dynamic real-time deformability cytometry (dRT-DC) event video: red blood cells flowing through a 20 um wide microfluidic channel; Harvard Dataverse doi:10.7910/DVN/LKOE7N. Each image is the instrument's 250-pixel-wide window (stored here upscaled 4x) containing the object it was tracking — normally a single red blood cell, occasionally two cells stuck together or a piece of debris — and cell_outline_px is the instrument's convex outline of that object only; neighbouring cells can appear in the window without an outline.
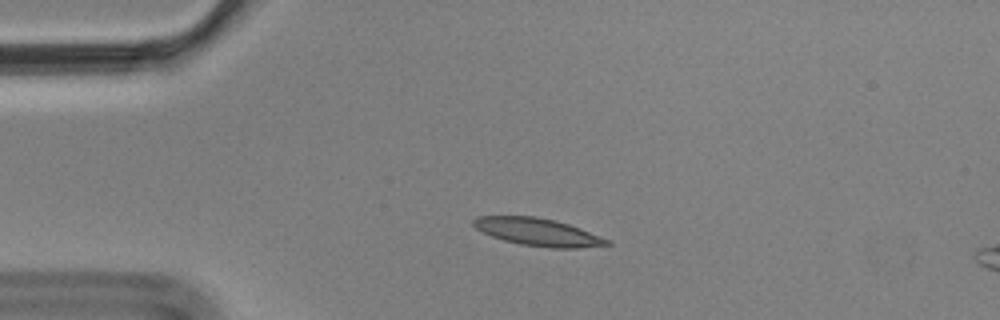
{"species": "Egyptian fruit bat (a non-hibernating species)", "species_latin": "Rousettus aegyptiacus", "temperature_condition": "cold", "stored_images_in_passage": 4, "camera_frame_rate_fps": 3000, "um_per_image_px": 0.085, "animal": {"sex": "male"}, "frame": {"image": 1, "passage_image": 2, "time_ms": 0.333, "image_size_px": [1000, 320], "cell_outline_px": [[612, 244], [576, 248], [548, 248], [520, 244], [504, 240], [492, 236], [476, 228], [472, 224], [472, 220], [476, 216], [536, 216], [568, 224], [580, 228], [608, 240]], "centroid_in_image_um": [45.68, 19.72], "position_along_channel_um": 39.3, "area_um2": 21.15}}